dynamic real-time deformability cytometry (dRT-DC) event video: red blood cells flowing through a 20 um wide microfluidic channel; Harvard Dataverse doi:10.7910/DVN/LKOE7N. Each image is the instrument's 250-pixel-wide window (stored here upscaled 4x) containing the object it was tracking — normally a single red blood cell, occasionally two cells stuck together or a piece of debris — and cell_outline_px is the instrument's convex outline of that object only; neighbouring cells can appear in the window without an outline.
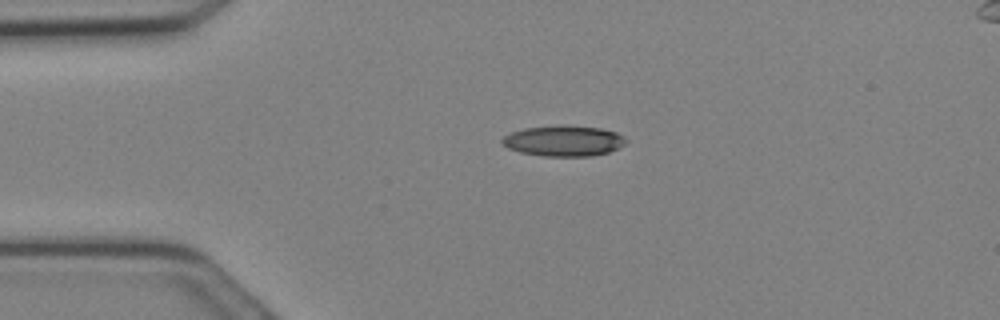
{"species": "Egyptian fruit bat (a non-hibernating species)", "species_latin": "Rousettus aegyptiacus", "temperature_condition": "cold", "stored_images_in_passage": 7, "camera_frame_rate_fps": 3000, "um_per_image_px": 0.085, "animal": {"sex": "female"}, "frame": {"image": 1, "passage_image": 1, "time_ms": 0.0, "image_size_px": [1000, 320], "cell_outline_px": [[628, 140], [624, 144], [608, 152], [592, 156], [544, 156], [520, 152], [508, 148], [500, 140], [504, 136], [512, 132], [524, 128], [556, 124], [564, 124], [600, 128], [616, 132], [624, 136]], "centroid_in_image_um": [47.91, 11.95], "position_along_channel_um": 37.1, "area_um2": 22.31}}
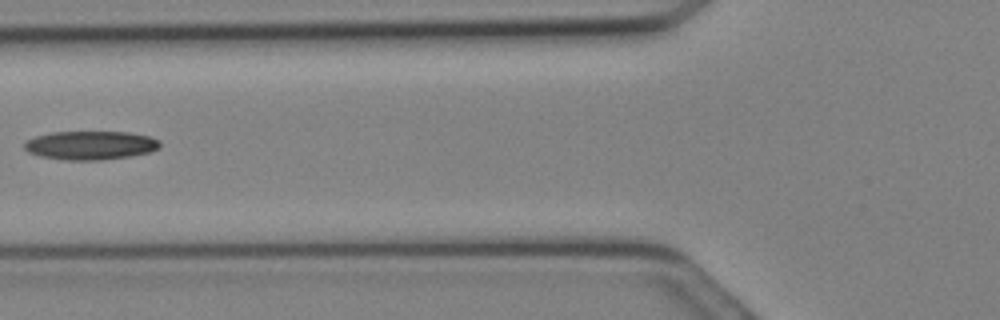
{"frame": {"image": 2, "passage_image": 6, "time_ms": 1.667, "image_size_px": [1000, 320], "cell_outline_px": [[160, 148], [152, 152], [128, 156], [100, 160], [68, 160], [40, 156], [28, 152], [24, 148], [24, 144], [28, 140], [36, 136], [52, 132], [128, 132], [148, 136], [160, 140]], "centroid_in_image_um": [7.72, 12.35], "position_along_channel_um": 118.1, "area_um2": 22.6}}